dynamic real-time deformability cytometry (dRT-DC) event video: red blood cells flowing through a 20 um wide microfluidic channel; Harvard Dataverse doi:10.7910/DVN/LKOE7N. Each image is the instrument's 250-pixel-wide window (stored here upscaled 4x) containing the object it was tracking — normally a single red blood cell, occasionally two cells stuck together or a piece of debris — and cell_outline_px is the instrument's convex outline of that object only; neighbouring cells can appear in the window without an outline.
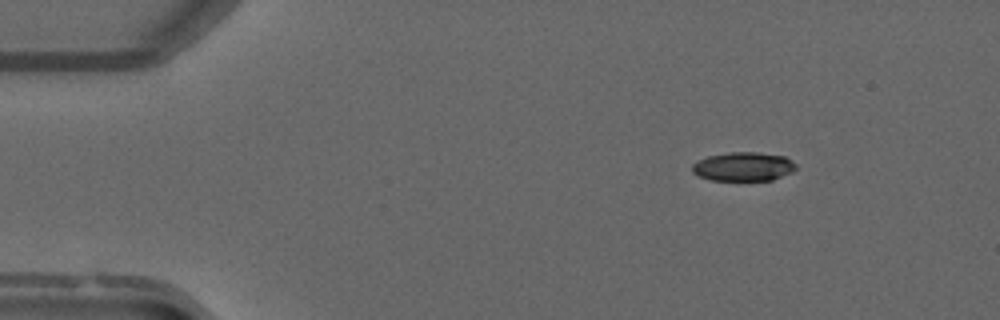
{"species": "common noctule bat (a hibernating species)", "species_latin": "Nyctalus noctula", "temperature_condition": "warm", "stored_images_in_passage": 46, "camera_frame_rate_fps": 3000, "um_per_image_px": 0.085, "animal": {"sex": "male", "forearm_length_mm": 52.5}, "frame": {"image": 1, "passage_image": 2, "time_ms": 0.333, "image_size_px": [1000, 320], "cell_outline_px": [[796, 168], [792, 172], [772, 180], [712, 180], [700, 176], [692, 172], [692, 164], [708, 156], [728, 152], [756, 152], [784, 156], [792, 160], [796, 164]], "centroid_in_image_um": [63.21, 14.15], "position_along_channel_um": 21.8, "area_um2": 17.4}}
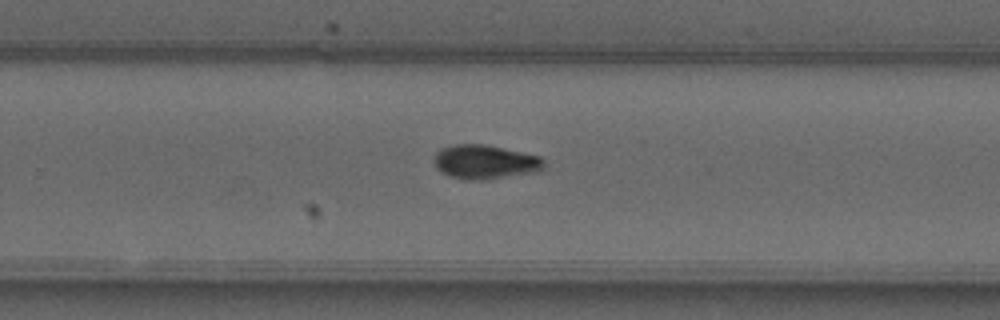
{"frame": {"image": 2, "passage_image": 28, "time_ms": 9.0, "image_size_px": [1000, 320], "cell_outline_px": [[544, 168], [528, 172], [484, 180], [468, 180], [448, 176], [440, 172], [436, 168], [436, 152], [440, 148], [452, 144], [488, 144], [540, 156], [544, 160]], "centroid_in_image_um": [41.18, 13.74], "position_along_channel_um": 288.6, "area_um2": 21.73}}
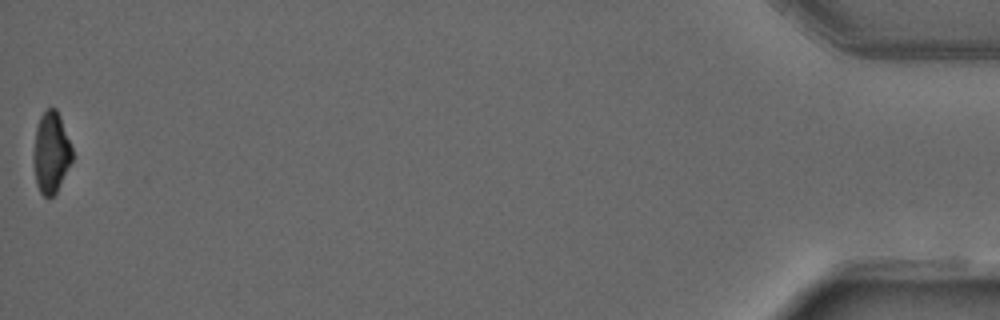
{"frame": {"image": 3, "passage_image": 46, "time_ms": 15.0, "image_size_px": [1000, 320], "cell_outline_px": [[72, 160], [56, 192], [48, 200], [40, 192], [36, 184], [32, 160], [32, 152], [36, 128], [40, 116], [48, 108], [56, 108], [60, 116], [72, 148]], "centroid_in_image_um": [4.31, 12.98], "position_along_channel_um": 430.9, "area_um2": 18.44}}